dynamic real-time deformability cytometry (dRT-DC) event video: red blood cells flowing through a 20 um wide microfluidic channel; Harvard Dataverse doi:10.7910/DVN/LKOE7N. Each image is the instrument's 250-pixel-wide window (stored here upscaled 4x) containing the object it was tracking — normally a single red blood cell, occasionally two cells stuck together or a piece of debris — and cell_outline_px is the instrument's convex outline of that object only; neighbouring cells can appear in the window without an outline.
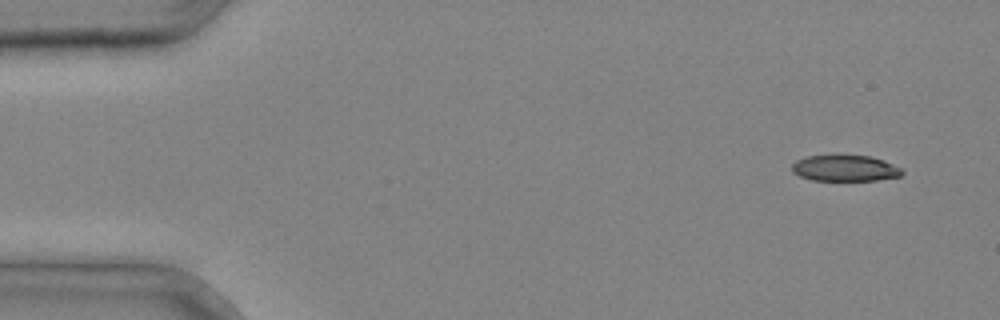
{"species": "common noctule bat (a hibernating species)", "species_latin": "Nyctalus noctula", "temperature_condition": "cold", "stored_images_in_passage": 37, "camera_frame_rate_fps": 3000, "um_per_image_px": 0.085, "animal": {"sex": "male", "body_mass_g": 20.4}, "frame": {"image": 1, "passage_image": 2, "time_ms": 0.333, "image_size_px": [1000, 320], "cell_outline_px": [[904, 172], [900, 176], [876, 180], [812, 180], [800, 176], [792, 172], [792, 164], [796, 160], [804, 156], [868, 156], [884, 160], [900, 168]], "centroid_in_image_um": [71.8, 14.3], "position_along_channel_um": 13.2, "area_um2": 16.53}}
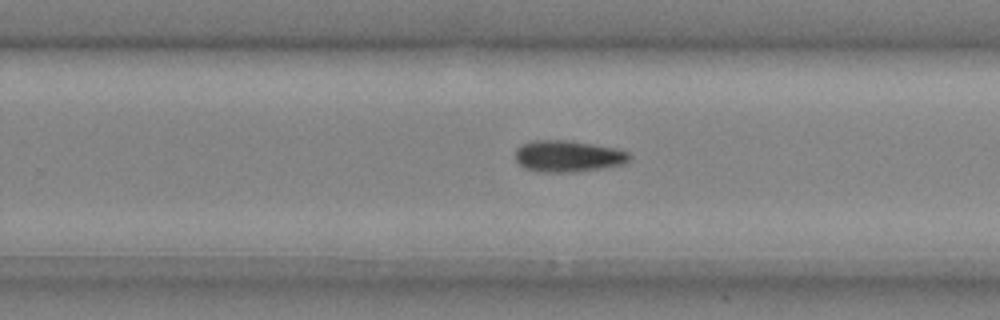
{"frame": {"image": 2, "passage_image": 24, "time_ms": 7.667, "image_size_px": [1000, 320], "cell_outline_px": [[632, 156], [624, 164], [576, 172], [544, 172], [524, 168], [516, 160], [516, 148], [520, 144], [536, 140], [564, 140], [620, 148], [628, 152]], "centroid_in_image_um": [48.3, 13.27], "position_along_channel_um": 281.5, "area_um2": 20.98}}
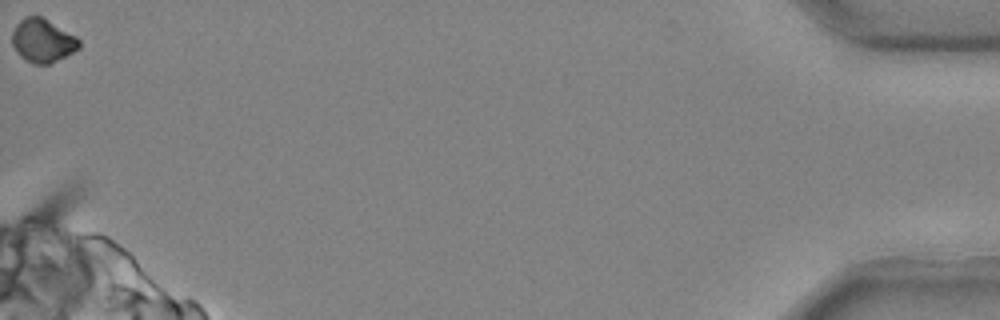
{"frame": {"image": 3, "passage_image": 37, "time_ms": 12.0, "image_size_px": [1000, 320], "cell_outline_px": [[80, 48], [48, 64], [32, 64], [20, 56], [16, 52], [12, 44], [12, 32], [16, 24], [24, 16], [40, 16], [76, 36], [80, 40]], "centroid_in_image_um": [3.6, 3.45], "position_along_channel_um": 431.6, "area_um2": 16.82}}